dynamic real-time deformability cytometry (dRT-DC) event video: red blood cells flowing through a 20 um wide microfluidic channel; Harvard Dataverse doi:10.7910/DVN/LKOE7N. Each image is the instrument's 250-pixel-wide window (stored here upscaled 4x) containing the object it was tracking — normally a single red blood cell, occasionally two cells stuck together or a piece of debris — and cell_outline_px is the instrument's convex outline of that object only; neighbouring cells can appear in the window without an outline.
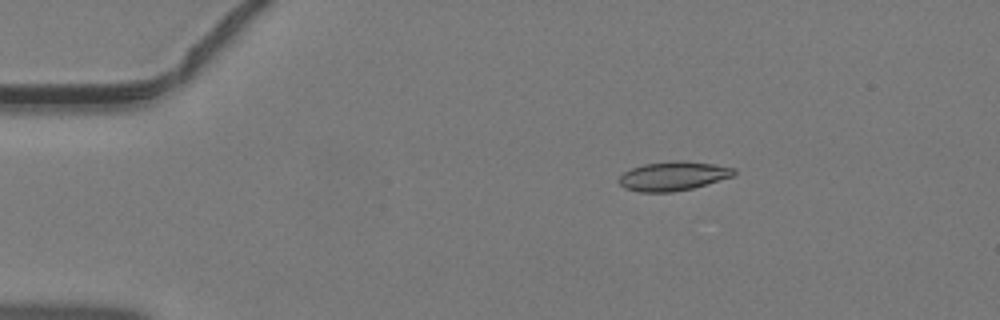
{"species": "common noctule bat (a hibernating species)", "species_latin": "Nyctalus noctula", "temperature_condition": "warm", "stored_images_in_passage": 45, "camera_frame_rate_fps": 3000, "um_per_image_px": 0.085, "animal": {"sex": "male", "body_mass_g": 19.2, "forearm_length_mm": 51.8}, "frame": {"image": 1, "passage_image": 8, "time_ms": 2.333, "image_size_px": [1000, 320], "cell_outline_px": [[736, 172], [732, 176], [692, 188], [672, 192], [640, 192], [624, 188], [616, 180], [624, 172], [632, 168], [644, 164], [684, 160], [712, 164], [736, 168]], "centroid_in_image_um": [57.18, 14.97], "position_along_channel_um": 27.8, "area_um2": 19.31}}
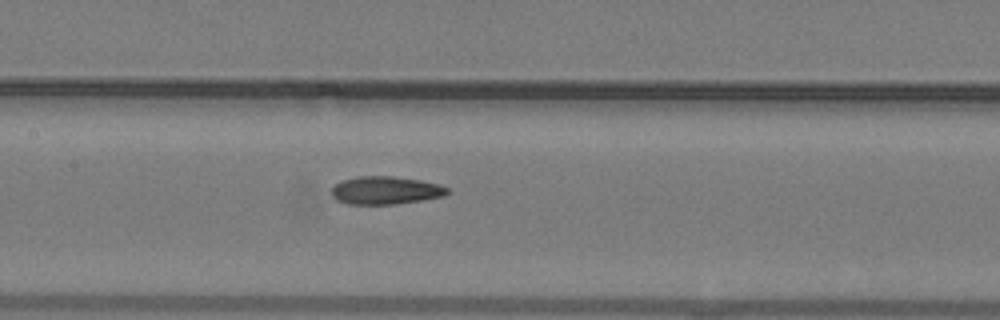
{"frame": {"image": 2, "passage_image": 22, "time_ms": 7.0, "image_size_px": [1000, 320], "cell_outline_px": [[452, 192], [444, 196], [424, 200], [396, 204], [348, 204], [336, 200], [332, 196], [332, 188], [336, 184], [344, 180], [356, 176], [392, 176], [420, 180], [440, 184], [448, 188]], "centroid_in_image_um": [32.82, 16.18], "position_along_channel_um": 174.6, "area_um2": 19.02}}
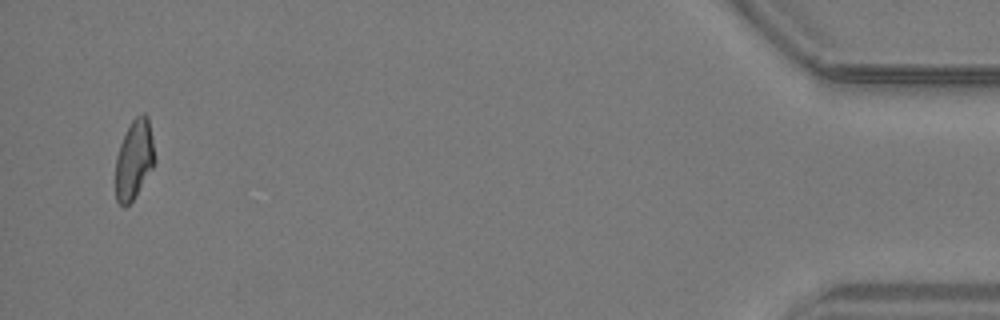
{"frame": {"image": 3, "passage_image": 44, "time_ms": 14.333, "image_size_px": [1000, 320], "cell_outline_px": [[156, 160], [152, 168], [136, 196], [128, 204], [120, 204], [116, 200], [116, 156], [120, 144], [132, 120], [140, 112], [144, 112], [148, 116], [152, 136]], "centroid_in_image_um": [11.42, 13.52], "position_along_channel_um": 423.8, "area_um2": 18.03}}